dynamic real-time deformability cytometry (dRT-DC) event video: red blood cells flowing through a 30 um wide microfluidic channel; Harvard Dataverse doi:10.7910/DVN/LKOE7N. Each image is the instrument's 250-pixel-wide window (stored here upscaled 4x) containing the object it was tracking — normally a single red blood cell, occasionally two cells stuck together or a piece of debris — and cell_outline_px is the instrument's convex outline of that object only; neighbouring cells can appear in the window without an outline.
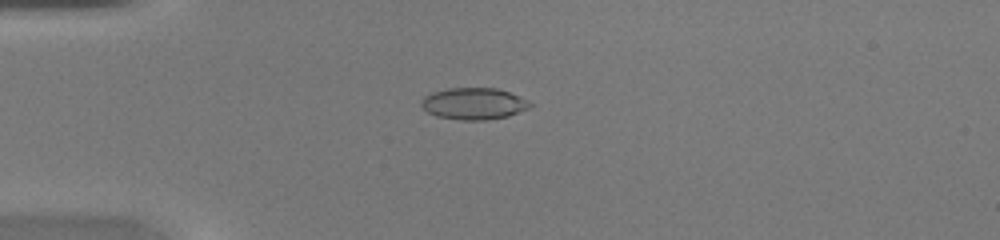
{"species": "common noctule bat (a hibernating species)", "species_latin": "Nyctalus noctula", "temperature_condition": "warm", "stored_images_in_passage": 50, "camera_frame_rate_fps": 3000, "um_per_image_px": 0.085, "animal": {"sex": "female", "body_mass_g": 20.0, "forearm_length_mm": 54.0}, "frame": {"image": 1, "passage_image": 14, "time_ms": 4.333, "image_size_px": [1000, 240], "cell_outline_px": [[536, 104], [528, 108], [508, 116], [484, 120], [460, 120], [436, 116], [428, 112], [420, 104], [420, 100], [424, 96], [432, 92], [448, 88], [496, 88], [508, 92]], "centroid_in_image_um": [40.25, 8.81], "position_along_channel_um": 44.8, "area_um2": 20.06}}
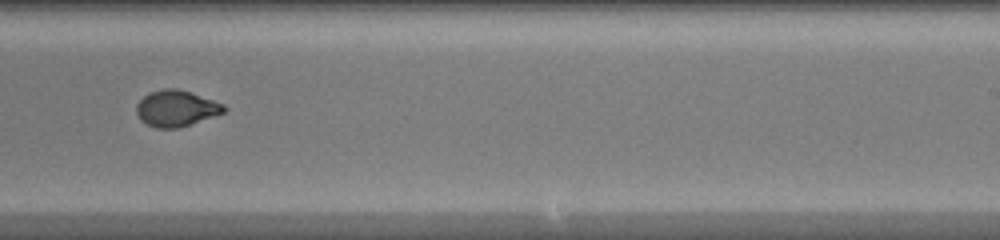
{"frame": {"image": 2, "passage_image": 32, "time_ms": 10.333, "image_size_px": [1000, 240], "cell_outline_px": [[228, 108], [224, 112], [176, 128], [156, 128], [140, 120], [136, 116], [136, 104], [148, 92], [164, 88], [176, 88], [224, 104]], "centroid_in_image_um": [14.92, 9.2], "position_along_channel_um": 274.1, "area_um2": 18.15}}
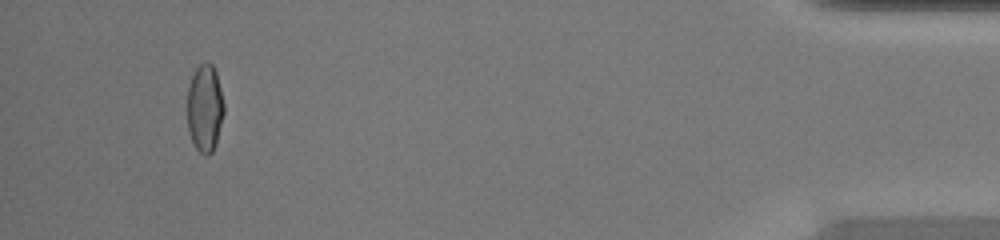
{"frame": {"image": 3, "passage_image": 47, "time_ms": 15.333, "image_size_px": [1000, 240], "cell_outline_px": [[224, 112], [216, 144], [212, 152], [208, 156], [204, 156], [196, 148], [192, 140], [188, 128], [188, 88], [192, 76], [196, 68], [200, 64], [208, 60], [212, 64], [216, 72], [224, 104]], "centroid_in_image_um": [17.42, 9.19], "position_along_channel_um": 417.8, "area_um2": 18.67}}